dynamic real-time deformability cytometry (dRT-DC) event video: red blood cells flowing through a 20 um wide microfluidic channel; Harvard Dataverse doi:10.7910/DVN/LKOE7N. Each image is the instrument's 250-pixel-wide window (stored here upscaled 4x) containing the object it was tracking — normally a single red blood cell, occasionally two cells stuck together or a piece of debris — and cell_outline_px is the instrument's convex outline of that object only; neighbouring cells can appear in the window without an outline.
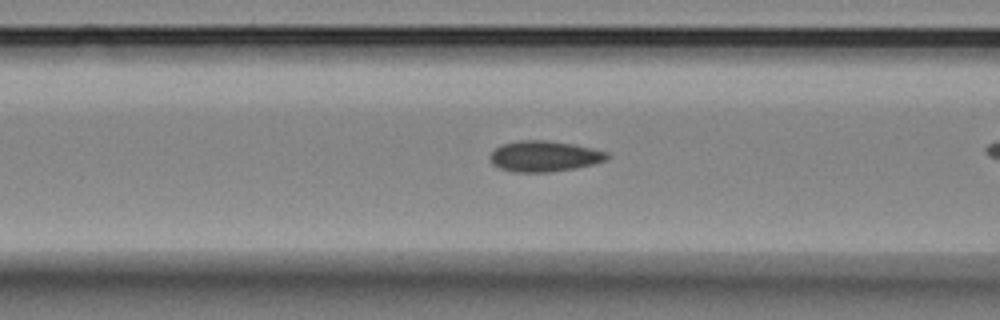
{"species": "Egyptian fruit bat (a non-hibernating species)", "species_latin": "Rousettus aegyptiacus", "temperature_condition": "room temperature", "stored_images_in_passage": 28, "camera_frame_rate_fps": 3000, "um_per_image_px": 0.085, "animal": {"sex": "female"}, "frame": {"image": 1, "passage_image": 5, "time_ms": 1.333, "image_size_px": [1000, 320], "cell_outline_px": [[612, 156], [604, 160], [592, 164], [576, 168], [548, 172], [516, 172], [500, 168], [492, 164], [488, 156], [496, 148], [504, 144], [520, 140], [544, 140], [572, 144], [608, 152]], "centroid_in_image_um": [46.25, 13.28], "position_along_channel_um": 120.3, "area_um2": 20.81}}
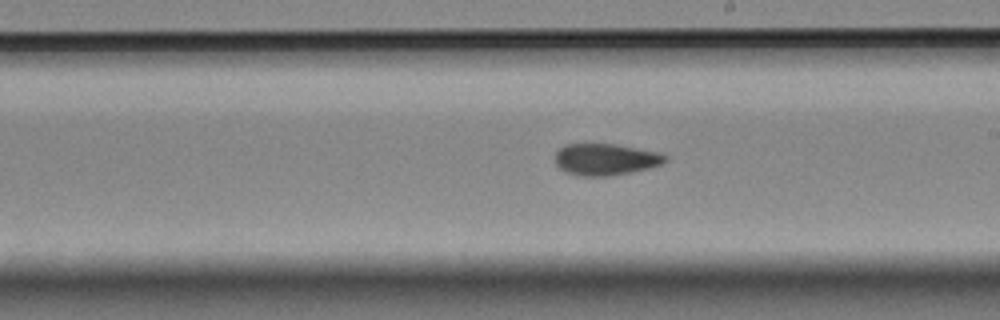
{"frame": {"image": 2, "passage_image": 15, "time_ms": 4.667, "image_size_px": [1000, 320], "cell_outline_px": [[668, 160], [660, 164], [648, 168], [632, 172], [608, 176], [580, 176], [568, 172], [560, 168], [556, 164], [556, 152], [564, 144], [612, 144], [656, 152], [668, 156]], "centroid_in_image_um": [51.46, 13.55], "position_along_channel_um": 237.5, "area_um2": 20.0}}
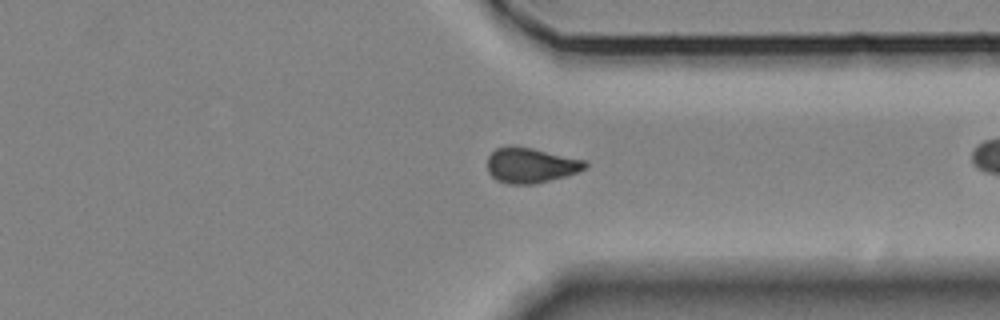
{"frame": {"image": 3, "passage_image": 26, "time_ms": 8.333, "image_size_px": [1000, 320], "cell_outline_px": [[588, 164], [584, 168], [576, 172], [564, 176], [536, 184], [508, 184], [496, 180], [488, 172], [488, 156], [496, 148], [508, 144], [512, 144], [532, 148], [588, 160]], "centroid_in_image_um": [45.09, 14.03], "position_along_channel_um": 366.3, "area_um2": 20.29}}